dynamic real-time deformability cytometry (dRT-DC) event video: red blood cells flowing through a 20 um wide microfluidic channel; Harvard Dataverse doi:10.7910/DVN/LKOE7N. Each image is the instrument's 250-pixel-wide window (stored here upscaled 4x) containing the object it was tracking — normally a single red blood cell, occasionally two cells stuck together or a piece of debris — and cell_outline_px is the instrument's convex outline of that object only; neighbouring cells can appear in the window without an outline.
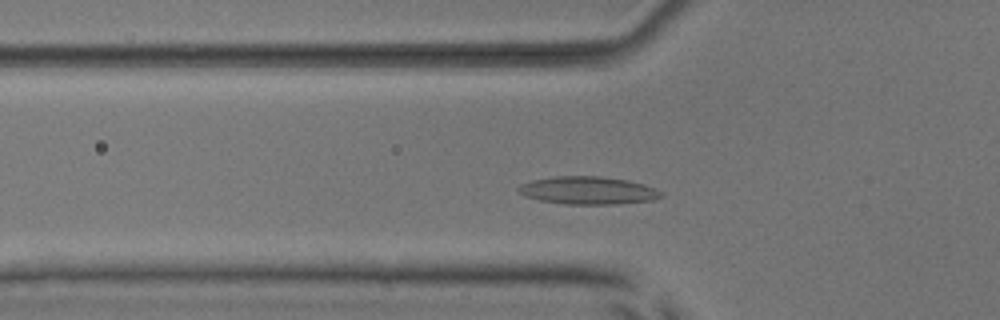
{"species": "common noctule bat (a hibernating species)", "species_latin": "Nyctalus noctula", "temperature_condition": "room temperature", "stored_images_in_passage": 47, "camera_frame_rate_fps": 3000, "um_per_image_px": 0.085, "animal": {"sex": "male", "body_mass_g": 17.9, "forearm_length_mm": 54.2}, "frame": {"image": 1, "passage_image": 12, "time_ms": 3.667, "image_size_px": [1000, 320], "cell_outline_px": [[664, 196], [652, 200], [616, 204], [564, 204], [540, 200], [524, 196], [516, 188], [520, 184], [532, 180], [556, 176], [600, 176], [628, 180], [644, 184], [656, 188]], "centroid_in_image_um": [49.98, 16.18], "position_along_channel_um": 75.8, "area_um2": 23.12}}
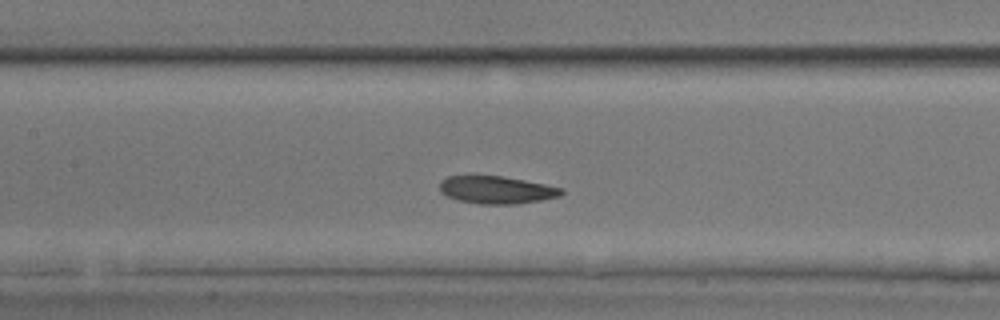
{"frame": {"image": 2, "passage_image": 19, "time_ms": 6.0, "image_size_px": [1000, 320], "cell_outline_px": [[564, 192], [560, 196], [540, 200], [516, 204], [476, 204], [456, 200], [440, 192], [440, 180], [448, 176], [504, 176], [564, 188]], "centroid_in_image_um": [42.19, 16.14], "position_along_channel_um": 165.2, "area_um2": 19.65}}
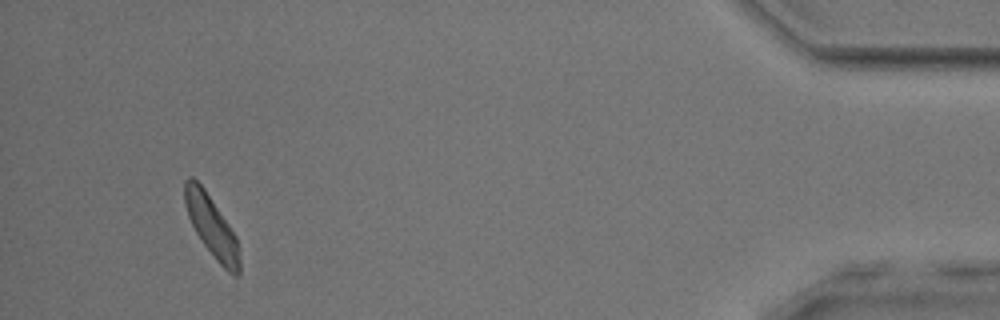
{"frame": {"image": 3, "passage_image": 44, "time_ms": 14.333, "image_size_px": [1000, 320], "cell_outline_px": [[240, 276], [232, 276], [216, 260], [204, 244], [196, 232], [188, 216], [184, 204], [184, 180], [188, 176], [192, 176], [204, 188], [236, 236], [240, 260]], "centroid_in_image_um": [17.98, 19.25], "position_along_channel_um": 417.2, "area_um2": 19.36}, "authors_computed_cell_mechanics": {"area_um2": 20.0566, "velocity_mm_per_s": 3.8324, "shape_relaxation_time_tau1_ms": 3.6322, "shape_relaxation_time_tau2_ms": 4.2034, "deformation_change_tau1": 0.0968, "deformation_change_tau2": 0.1123}}